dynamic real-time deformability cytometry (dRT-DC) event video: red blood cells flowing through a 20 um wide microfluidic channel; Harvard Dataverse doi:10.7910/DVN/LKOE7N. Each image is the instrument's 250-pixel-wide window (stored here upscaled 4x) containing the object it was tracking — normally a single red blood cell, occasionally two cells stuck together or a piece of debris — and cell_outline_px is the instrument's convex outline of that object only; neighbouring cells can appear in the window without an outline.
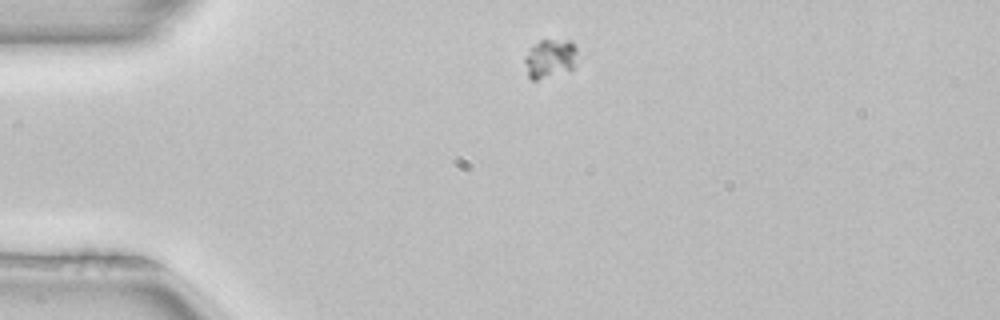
{"species": "common noctule bat (a hibernating species)", "species_latin": "Nyctalus noctula", "temperature_condition": "room temperature", "stored_images_in_passage": 1, "camera_frame_rate_fps": 3000, "um_per_image_px": 0.085, "animal": {"sex": "female", "body_mass_g": 22.7, "forearm_length_mm": 54.2}, "frame": {"image": 1, "passage_image": 1, "time_ms": 0.0, "image_size_px": [1000, 320], "cell_outline_px": [[576, 68], [536, 80], [532, 80], [528, 76], [524, 60], [524, 56], [540, 40], [572, 40], [576, 48]], "centroid_in_image_um": [46.78, 4.97], "position_along_channel_um": 38.2, "area_um2": 11.85}}